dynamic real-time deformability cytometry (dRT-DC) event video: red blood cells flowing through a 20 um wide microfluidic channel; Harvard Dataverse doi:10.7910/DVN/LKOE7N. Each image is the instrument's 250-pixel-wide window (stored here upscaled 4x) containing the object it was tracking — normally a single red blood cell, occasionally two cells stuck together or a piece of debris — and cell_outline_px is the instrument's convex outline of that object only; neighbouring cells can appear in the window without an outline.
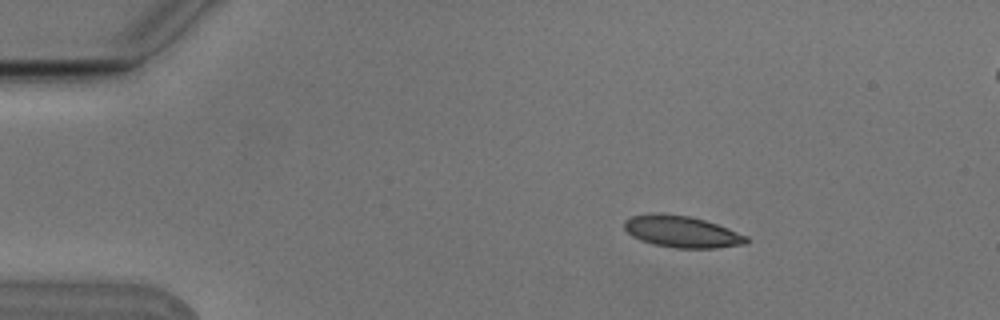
{"species": "Egyptian fruit bat (a non-hibernating species)", "species_latin": "Rousettus aegyptiacus", "temperature_condition": "cold", "stored_images_in_passage": 4, "camera_frame_rate_fps": 3000, "um_per_image_px": 0.085, "animal": {"sex": "male"}, "frame": {"image": 1, "passage_image": 1, "time_ms": 0.0, "image_size_px": [1000, 320], "cell_outline_px": [[752, 240], [748, 244], [716, 248], [676, 248], [652, 244], [640, 240], [632, 236], [624, 228], [624, 220], [632, 216], [688, 216], [704, 220], [728, 228], [748, 236]], "centroid_in_image_um": [58.05, 19.75], "position_along_channel_um": 26.9, "area_um2": 21.91}}